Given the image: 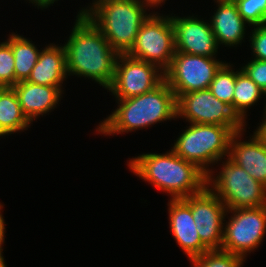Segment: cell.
Listing matches in <instances>:
<instances>
[{
    "mask_svg": "<svg viewBox=\"0 0 266 267\" xmlns=\"http://www.w3.org/2000/svg\"><path fill=\"white\" fill-rule=\"evenodd\" d=\"M161 7L153 11L143 22L137 33L129 56L152 63L166 71L175 55L174 28L170 13H160ZM159 12V13H158Z\"/></svg>",
    "mask_w": 266,
    "mask_h": 267,
    "instance_id": "cell-7",
    "label": "cell"
},
{
    "mask_svg": "<svg viewBox=\"0 0 266 267\" xmlns=\"http://www.w3.org/2000/svg\"><path fill=\"white\" fill-rule=\"evenodd\" d=\"M8 135L1 129V127H0V140L2 139V138H4V139H6L5 137H7Z\"/></svg>",
    "mask_w": 266,
    "mask_h": 267,
    "instance_id": "cell-32",
    "label": "cell"
},
{
    "mask_svg": "<svg viewBox=\"0 0 266 267\" xmlns=\"http://www.w3.org/2000/svg\"><path fill=\"white\" fill-rule=\"evenodd\" d=\"M4 208V204L2 203L0 205V260L1 259H5L4 257V244H5V236L7 235L6 234V220L4 219V216H3V210ZM3 210V211H2Z\"/></svg>",
    "mask_w": 266,
    "mask_h": 267,
    "instance_id": "cell-28",
    "label": "cell"
},
{
    "mask_svg": "<svg viewBox=\"0 0 266 267\" xmlns=\"http://www.w3.org/2000/svg\"><path fill=\"white\" fill-rule=\"evenodd\" d=\"M7 262L5 261V259H1L0 260V267H7Z\"/></svg>",
    "mask_w": 266,
    "mask_h": 267,
    "instance_id": "cell-33",
    "label": "cell"
},
{
    "mask_svg": "<svg viewBox=\"0 0 266 267\" xmlns=\"http://www.w3.org/2000/svg\"><path fill=\"white\" fill-rule=\"evenodd\" d=\"M227 219V220H226ZM266 235V206L227 209L221 250L247 260L256 252Z\"/></svg>",
    "mask_w": 266,
    "mask_h": 267,
    "instance_id": "cell-8",
    "label": "cell"
},
{
    "mask_svg": "<svg viewBox=\"0 0 266 267\" xmlns=\"http://www.w3.org/2000/svg\"><path fill=\"white\" fill-rule=\"evenodd\" d=\"M233 64L235 63L226 61L215 74L209 87L212 94L220 101L230 105L232 110L238 68Z\"/></svg>",
    "mask_w": 266,
    "mask_h": 267,
    "instance_id": "cell-22",
    "label": "cell"
},
{
    "mask_svg": "<svg viewBox=\"0 0 266 267\" xmlns=\"http://www.w3.org/2000/svg\"><path fill=\"white\" fill-rule=\"evenodd\" d=\"M261 100L266 102V93L239 66L234 85L233 111L246 126L249 125L247 124L249 123L248 116H250L248 111L256 107ZM264 102L262 114L266 111Z\"/></svg>",
    "mask_w": 266,
    "mask_h": 267,
    "instance_id": "cell-19",
    "label": "cell"
},
{
    "mask_svg": "<svg viewBox=\"0 0 266 267\" xmlns=\"http://www.w3.org/2000/svg\"><path fill=\"white\" fill-rule=\"evenodd\" d=\"M166 205L168 209L169 232L188 260L209 251L197 233L190 205L183 198H168Z\"/></svg>",
    "mask_w": 266,
    "mask_h": 267,
    "instance_id": "cell-15",
    "label": "cell"
},
{
    "mask_svg": "<svg viewBox=\"0 0 266 267\" xmlns=\"http://www.w3.org/2000/svg\"><path fill=\"white\" fill-rule=\"evenodd\" d=\"M64 87L66 85L44 86L21 81L13 89L17 93L22 113L33 126V122H38L37 119L49 115L60 106L65 94Z\"/></svg>",
    "mask_w": 266,
    "mask_h": 267,
    "instance_id": "cell-16",
    "label": "cell"
},
{
    "mask_svg": "<svg viewBox=\"0 0 266 267\" xmlns=\"http://www.w3.org/2000/svg\"><path fill=\"white\" fill-rule=\"evenodd\" d=\"M176 108L177 119L186 123L226 126L234 133L247 127L231 106L217 99L210 89L179 95Z\"/></svg>",
    "mask_w": 266,
    "mask_h": 267,
    "instance_id": "cell-10",
    "label": "cell"
},
{
    "mask_svg": "<svg viewBox=\"0 0 266 267\" xmlns=\"http://www.w3.org/2000/svg\"><path fill=\"white\" fill-rule=\"evenodd\" d=\"M44 46L27 81L44 86L65 85L69 77L66 68V52L63 44L52 42Z\"/></svg>",
    "mask_w": 266,
    "mask_h": 267,
    "instance_id": "cell-18",
    "label": "cell"
},
{
    "mask_svg": "<svg viewBox=\"0 0 266 267\" xmlns=\"http://www.w3.org/2000/svg\"><path fill=\"white\" fill-rule=\"evenodd\" d=\"M8 37L0 40V87L15 85L14 56L10 46V32Z\"/></svg>",
    "mask_w": 266,
    "mask_h": 267,
    "instance_id": "cell-25",
    "label": "cell"
},
{
    "mask_svg": "<svg viewBox=\"0 0 266 267\" xmlns=\"http://www.w3.org/2000/svg\"><path fill=\"white\" fill-rule=\"evenodd\" d=\"M207 187L227 209L266 206V186L252 178L229 157L220 160L207 174Z\"/></svg>",
    "mask_w": 266,
    "mask_h": 267,
    "instance_id": "cell-6",
    "label": "cell"
},
{
    "mask_svg": "<svg viewBox=\"0 0 266 267\" xmlns=\"http://www.w3.org/2000/svg\"><path fill=\"white\" fill-rule=\"evenodd\" d=\"M22 113L17 93L13 87H0V127L9 136L18 135L31 128Z\"/></svg>",
    "mask_w": 266,
    "mask_h": 267,
    "instance_id": "cell-20",
    "label": "cell"
},
{
    "mask_svg": "<svg viewBox=\"0 0 266 267\" xmlns=\"http://www.w3.org/2000/svg\"><path fill=\"white\" fill-rule=\"evenodd\" d=\"M246 132H249L247 127L233 134L228 157L252 178L266 186V145L254 131L247 137Z\"/></svg>",
    "mask_w": 266,
    "mask_h": 267,
    "instance_id": "cell-17",
    "label": "cell"
},
{
    "mask_svg": "<svg viewBox=\"0 0 266 267\" xmlns=\"http://www.w3.org/2000/svg\"><path fill=\"white\" fill-rule=\"evenodd\" d=\"M153 1L158 7H163L168 0H151Z\"/></svg>",
    "mask_w": 266,
    "mask_h": 267,
    "instance_id": "cell-31",
    "label": "cell"
},
{
    "mask_svg": "<svg viewBox=\"0 0 266 267\" xmlns=\"http://www.w3.org/2000/svg\"><path fill=\"white\" fill-rule=\"evenodd\" d=\"M241 17L251 26L266 23V0H233Z\"/></svg>",
    "mask_w": 266,
    "mask_h": 267,
    "instance_id": "cell-24",
    "label": "cell"
},
{
    "mask_svg": "<svg viewBox=\"0 0 266 267\" xmlns=\"http://www.w3.org/2000/svg\"><path fill=\"white\" fill-rule=\"evenodd\" d=\"M249 45L251 59L266 60V23L251 27L249 30Z\"/></svg>",
    "mask_w": 266,
    "mask_h": 267,
    "instance_id": "cell-26",
    "label": "cell"
},
{
    "mask_svg": "<svg viewBox=\"0 0 266 267\" xmlns=\"http://www.w3.org/2000/svg\"><path fill=\"white\" fill-rule=\"evenodd\" d=\"M164 80V71L158 66L128 54H119L114 78L107 93L109 92L114 99H126L147 93Z\"/></svg>",
    "mask_w": 266,
    "mask_h": 267,
    "instance_id": "cell-11",
    "label": "cell"
},
{
    "mask_svg": "<svg viewBox=\"0 0 266 267\" xmlns=\"http://www.w3.org/2000/svg\"><path fill=\"white\" fill-rule=\"evenodd\" d=\"M190 267H244L246 260L223 250H209L188 260Z\"/></svg>",
    "mask_w": 266,
    "mask_h": 267,
    "instance_id": "cell-23",
    "label": "cell"
},
{
    "mask_svg": "<svg viewBox=\"0 0 266 267\" xmlns=\"http://www.w3.org/2000/svg\"><path fill=\"white\" fill-rule=\"evenodd\" d=\"M262 119L260 117L259 123H257L256 129L254 128L255 134L263 141L266 145V111L263 113Z\"/></svg>",
    "mask_w": 266,
    "mask_h": 267,
    "instance_id": "cell-29",
    "label": "cell"
},
{
    "mask_svg": "<svg viewBox=\"0 0 266 267\" xmlns=\"http://www.w3.org/2000/svg\"><path fill=\"white\" fill-rule=\"evenodd\" d=\"M191 207L197 233L209 250H221L226 205L208 187L183 198Z\"/></svg>",
    "mask_w": 266,
    "mask_h": 267,
    "instance_id": "cell-12",
    "label": "cell"
},
{
    "mask_svg": "<svg viewBox=\"0 0 266 267\" xmlns=\"http://www.w3.org/2000/svg\"><path fill=\"white\" fill-rule=\"evenodd\" d=\"M244 62L240 68L266 93V60L250 59Z\"/></svg>",
    "mask_w": 266,
    "mask_h": 267,
    "instance_id": "cell-27",
    "label": "cell"
},
{
    "mask_svg": "<svg viewBox=\"0 0 266 267\" xmlns=\"http://www.w3.org/2000/svg\"><path fill=\"white\" fill-rule=\"evenodd\" d=\"M170 13L176 52L219 58L220 49L207 17Z\"/></svg>",
    "mask_w": 266,
    "mask_h": 267,
    "instance_id": "cell-13",
    "label": "cell"
},
{
    "mask_svg": "<svg viewBox=\"0 0 266 267\" xmlns=\"http://www.w3.org/2000/svg\"><path fill=\"white\" fill-rule=\"evenodd\" d=\"M74 18V25L63 43L68 77L88 79L107 90L113 81L119 54L87 16Z\"/></svg>",
    "mask_w": 266,
    "mask_h": 267,
    "instance_id": "cell-1",
    "label": "cell"
},
{
    "mask_svg": "<svg viewBox=\"0 0 266 267\" xmlns=\"http://www.w3.org/2000/svg\"><path fill=\"white\" fill-rule=\"evenodd\" d=\"M212 1L216 7H213L214 11L211 10L208 20L219 48L222 46L226 49L242 47V43L249 37L248 29L251 26L241 17L233 0Z\"/></svg>",
    "mask_w": 266,
    "mask_h": 267,
    "instance_id": "cell-14",
    "label": "cell"
},
{
    "mask_svg": "<svg viewBox=\"0 0 266 267\" xmlns=\"http://www.w3.org/2000/svg\"><path fill=\"white\" fill-rule=\"evenodd\" d=\"M35 43L31 38H26L24 35L17 33V31L16 33L10 32V46L14 56L15 85L18 82L27 81L38 61L43 47L40 48Z\"/></svg>",
    "mask_w": 266,
    "mask_h": 267,
    "instance_id": "cell-21",
    "label": "cell"
},
{
    "mask_svg": "<svg viewBox=\"0 0 266 267\" xmlns=\"http://www.w3.org/2000/svg\"><path fill=\"white\" fill-rule=\"evenodd\" d=\"M114 101L116 108L97 123L94 135L114 137L178 121L176 96L165 80L147 93Z\"/></svg>",
    "mask_w": 266,
    "mask_h": 267,
    "instance_id": "cell-2",
    "label": "cell"
},
{
    "mask_svg": "<svg viewBox=\"0 0 266 267\" xmlns=\"http://www.w3.org/2000/svg\"><path fill=\"white\" fill-rule=\"evenodd\" d=\"M189 125V126H188ZM174 139L171 149L186 161L196 164L206 174L229 156L230 140L234 132L215 124H186Z\"/></svg>",
    "mask_w": 266,
    "mask_h": 267,
    "instance_id": "cell-5",
    "label": "cell"
},
{
    "mask_svg": "<svg viewBox=\"0 0 266 267\" xmlns=\"http://www.w3.org/2000/svg\"><path fill=\"white\" fill-rule=\"evenodd\" d=\"M82 6L76 16H87L118 54L131 50L143 22L159 8L151 0H92Z\"/></svg>",
    "mask_w": 266,
    "mask_h": 267,
    "instance_id": "cell-4",
    "label": "cell"
},
{
    "mask_svg": "<svg viewBox=\"0 0 266 267\" xmlns=\"http://www.w3.org/2000/svg\"><path fill=\"white\" fill-rule=\"evenodd\" d=\"M128 169L170 199H180L202 192L207 174L196 164L178 156L171 148L164 153L148 152L127 159Z\"/></svg>",
    "mask_w": 266,
    "mask_h": 267,
    "instance_id": "cell-3",
    "label": "cell"
},
{
    "mask_svg": "<svg viewBox=\"0 0 266 267\" xmlns=\"http://www.w3.org/2000/svg\"><path fill=\"white\" fill-rule=\"evenodd\" d=\"M60 0H26L24 2H27L29 4H32L33 7H37L36 9H41L42 11L47 9L49 10V8H51V6H53V4H55L56 2H58ZM63 1V0H62Z\"/></svg>",
    "mask_w": 266,
    "mask_h": 267,
    "instance_id": "cell-30",
    "label": "cell"
},
{
    "mask_svg": "<svg viewBox=\"0 0 266 267\" xmlns=\"http://www.w3.org/2000/svg\"><path fill=\"white\" fill-rule=\"evenodd\" d=\"M225 62L219 58L175 52L170 67L164 72L165 81L176 98L185 93L206 90Z\"/></svg>",
    "mask_w": 266,
    "mask_h": 267,
    "instance_id": "cell-9",
    "label": "cell"
}]
</instances>
